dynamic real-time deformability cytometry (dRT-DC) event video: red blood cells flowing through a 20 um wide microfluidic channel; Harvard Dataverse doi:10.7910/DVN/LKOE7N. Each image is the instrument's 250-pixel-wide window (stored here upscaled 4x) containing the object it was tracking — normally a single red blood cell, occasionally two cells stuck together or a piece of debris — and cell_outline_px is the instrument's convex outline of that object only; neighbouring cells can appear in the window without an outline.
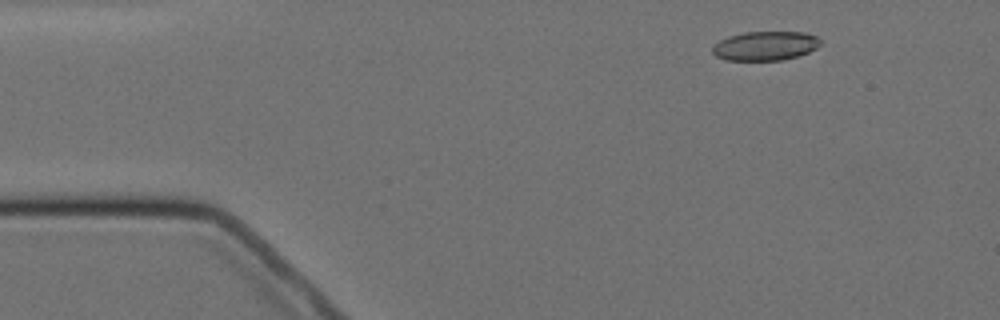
{"species": "Egyptian fruit bat (a non-hibernating species)", "species_latin": "Rousettus aegyptiacus", "temperature_condition": "cold", "stored_images_in_passage": 8, "camera_frame_rate_fps": 3000, "um_per_image_px": 0.085, "animal": {"sex": "female"}, "frame": {"image": 1, "passage_image": 2, "time_ms": 1.333, "image_size_px": [1000, 320], "cell_outline_px": [[820, 44], [816, 48], [808, 52], [796, 56], [780, 60], [728, 60], [716, 56], [712, 52], [712, 48], [720, 40], [728, 36], [744, 32], [804, 32], [816, 36], [820, 40]], "centroid_in_image_um": [65.04, 3.89], "position_along_channel_um": 20.0, "area_um2": 18.15}}
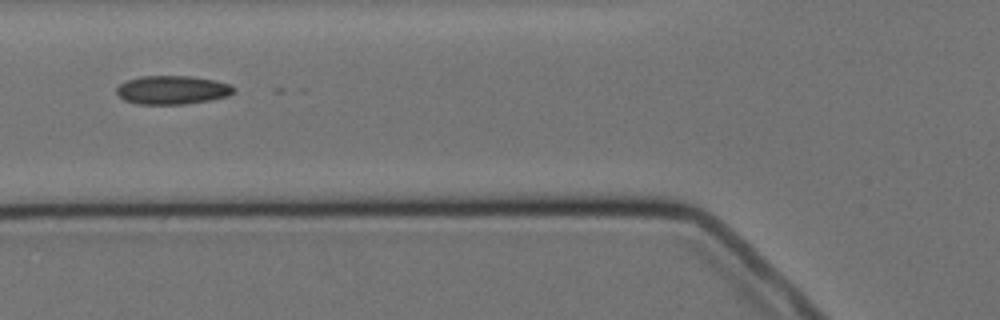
{"frame": {"image": 2, "passage_image": 6, "time_ms": 6.0, "image_size_px": [1000, 320], "cell_outline_px": [[236, 88], [228, 96], [208, 100], [184, 104], [136, 104], [124, 100], [116, 92], [116, 88], [120, 84], [128, 80], [140, 76], [188, 76], [216, 80], [232, 84]], "centroid_in_image_um": [14.65, 7.64], "position_along_channel_um": 111.1, "area_um2": 19.54}}
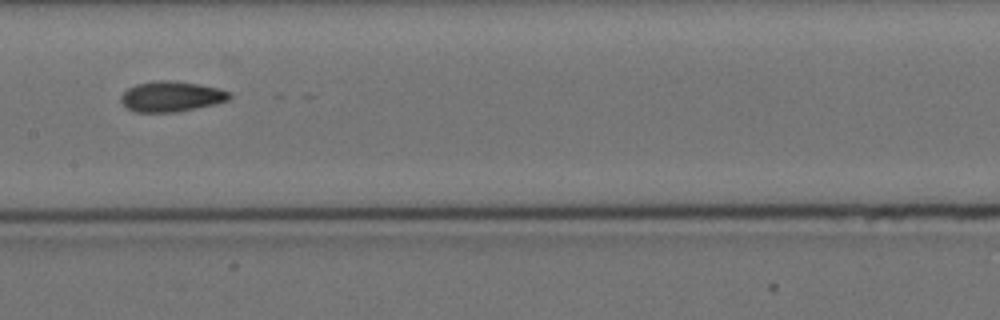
{"frame": {"image": 3, "passage_image": 8, "time_ms": 8.333, "image_size_px": [1000, 320], "cell_outline_px": [[232, 96], [228, 100], [216, 104], [176, 112], [136, 112], [128, 108], [120, 100], [120, 96], [128, 88], [136, 84], [152, 80], [168, 80], [200, 84], [220, 88], [232, 92]], "centroid_in_image_um": [14.59, 8.19], "position_along_channel_um": 192.8, "area_um2": 19.42}}